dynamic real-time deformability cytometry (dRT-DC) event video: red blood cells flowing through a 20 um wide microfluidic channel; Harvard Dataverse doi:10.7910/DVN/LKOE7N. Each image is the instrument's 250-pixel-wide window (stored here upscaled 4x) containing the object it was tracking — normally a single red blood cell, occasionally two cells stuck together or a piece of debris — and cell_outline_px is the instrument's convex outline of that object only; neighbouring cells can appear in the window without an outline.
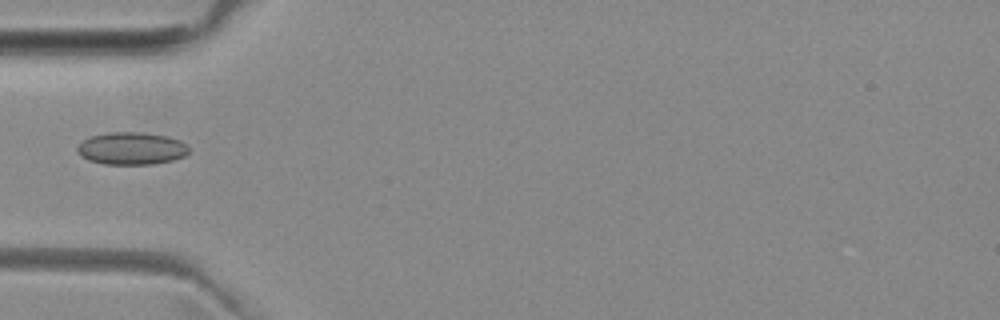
{"species": "common noctule bat (a hibernating species)", "species_latin": "Nyctalus noctula", "temperature_condition": "room temperature", "stored_images_in_passage": 5, "camera_frame_rate_fps": 3000, "um_per_image_px": 0.085, "animal": {"sex": "female", "body_mass_g": 29.2, "forearm_length_mm": 56.3}, "frame": {"image": 1, "passage_image": 5, "time_ms": 4.667, "image_size_px": [1000, 320], "cell_outline_px": [[188, 152], [184, 156], [172, 160], [152, 164], [104, 164], [88, 160], [80, 156], [76, 148], [84, 140], [92, 136], [108, 132], [144, 132], [168, 136], [180, 140], [188, 148]], "centroid_in_image_um": [11.17, 12.61], "position_along_channel_um": 73.8, "area_um2": 21.04}}